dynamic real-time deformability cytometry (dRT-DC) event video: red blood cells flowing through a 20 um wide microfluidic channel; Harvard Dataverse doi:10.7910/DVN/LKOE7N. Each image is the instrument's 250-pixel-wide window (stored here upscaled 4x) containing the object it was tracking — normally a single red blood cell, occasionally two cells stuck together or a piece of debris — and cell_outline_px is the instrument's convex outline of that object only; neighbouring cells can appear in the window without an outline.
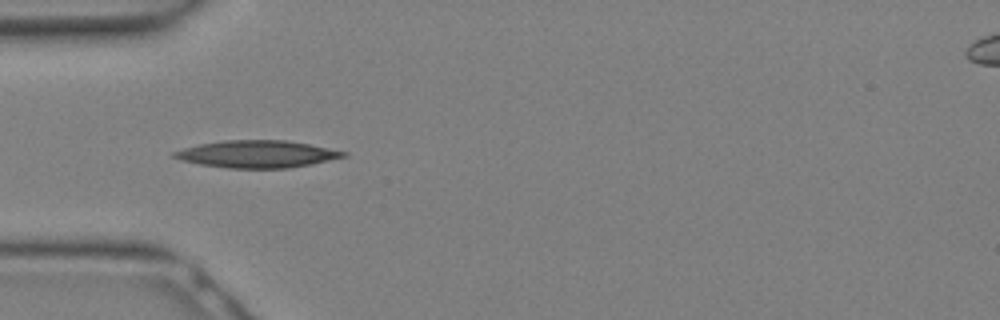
{"species": "Egyptian fruit bat (a non-hibernating species)", "species_latin": "Rousettus aegyptiacus", "temperature_condition": "warm", "stored_images_in_passage": 9, "camera_frame_rate_fps": 3000, "um_per_image_px": 0.085, "animal": {"sex": "female"}, "frame": {"image": 1, "passage_image": 2, "time_ms": 0.333, "image_size_px": [1000, 320], "cell_outline_px": [[348, 156], [312, 164], [288, 168], [228, 168], [200, 164], [184, 160], [172, 156], [172, 152], [184, 148], [200, 144], [224, 140], [288, 140], [348, 152]], "centroid_in_image_um": [21.89, 13.09], "position_along_channel_um": 63.1, "area_um2": 26.7}}
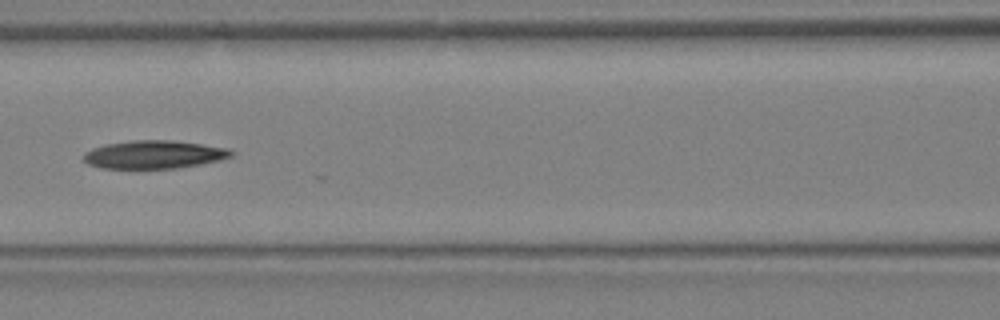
{"frame": {"image": 2, "passage_image": 6, "time_ms": 1.667, "image_size_px": [1000, 320], "cell_outline_px": [[236, 152], [232, 156], [220, 160], [200, 164], [176, 168], [104, 168], [88, 164], [84, 160], [84, 152], [92, 148], [104, 144], [132, 140], [172, 140], [228, 148]], "centroid_in_image_um": [13.1, 13.13], "position_along_channel_um": 153.5, "area_um2": 24.16}}
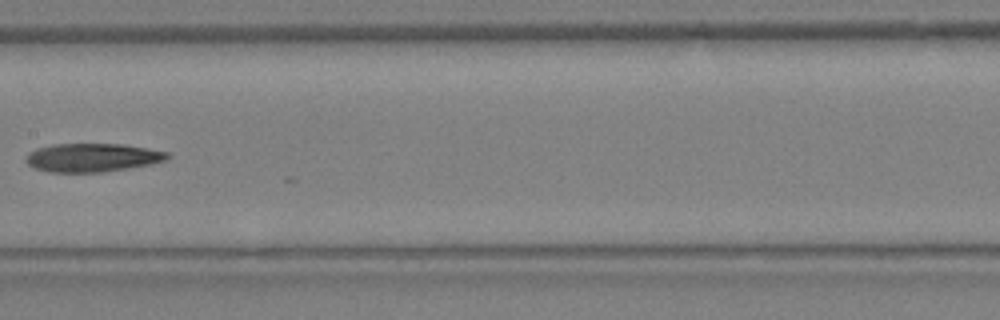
{"frame": {"image": 3, "passage_image": 8, "time_ms": 2.333, "image_size_px": [1000, 320], "cell_outline_px": [[172, 156], [164, 160], [152, 164], [104, 172], [48, 172], [36, 168], [28, 164], [24, 160], [28, 152], [36, 148], [52, 144], [124, 144], [148, 148], [168, 152]], "centroid_in_image_um": [7.84, 13.39], "position_along_channel_um": 199.6, "area_um2": 23.64}}